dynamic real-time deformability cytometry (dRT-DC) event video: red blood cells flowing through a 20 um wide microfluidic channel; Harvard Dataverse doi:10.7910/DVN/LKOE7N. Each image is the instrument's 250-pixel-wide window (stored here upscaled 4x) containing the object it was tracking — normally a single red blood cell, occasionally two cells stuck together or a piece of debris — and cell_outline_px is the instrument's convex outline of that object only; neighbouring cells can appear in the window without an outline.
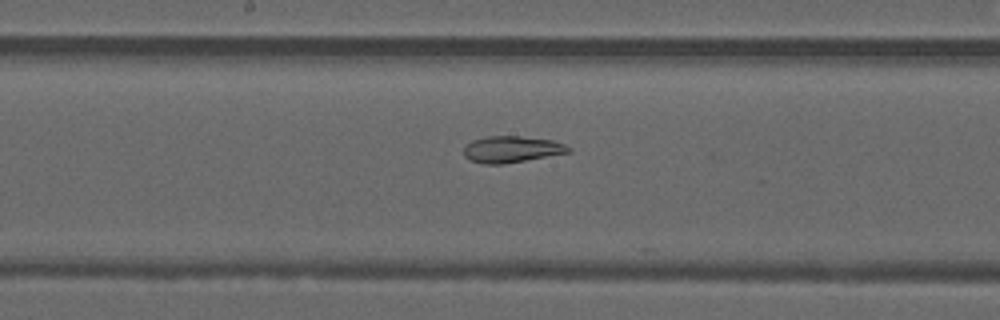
{"species": "common noctule bat (a hibernating species)", "species_latin": "Nyctalus noctula", "temperature_condition": "warm", "stored_images_in_passage": 40, "segment_of_instrument_passage": [2, 2], "camera_frame_rate_fps": 3000, "um_per_image_px": 0.085, "animal": {"sex": "male", "forearm_length_mm": 52.5}, "frame": {"image": 1, "passage_image": 17, "time_ms": 5.333, "image_size_px": [1000, 320], "cell_outline_px": [[572, 152], [504, 164], [484, 164], [468, 160], [464, 156], [464, 148], [472, 140], [488, 136], [520, 136], [552, 140], [564, 144], [572, 148]], "centroid_in_image_um": [43.5, 12.7], "position_along_channel_um": 204.7, "area_um2": 16.24}}
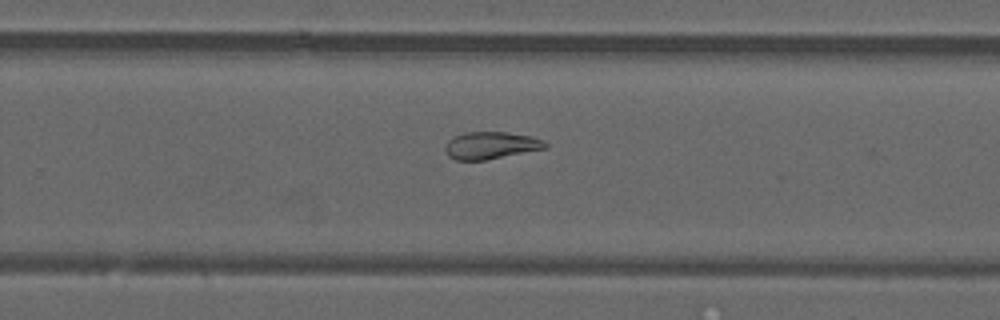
{"frame": {"image": 2, "passage_image": 23, "time_ms": 7.333, "image_size_px": [1000, 320], "cell_outline_px": [[548, 148], [484, 160], [456, 160], [448, 156], [444, 148], [448, 140], [452, 136], [464, 132], [508, 132], [532, 136], [544, 140], [548, 144]], "centroid_in_image_um": [41.73, 12.35], "position_along_channel_um": 288.1, "area_um2": 16.07}}
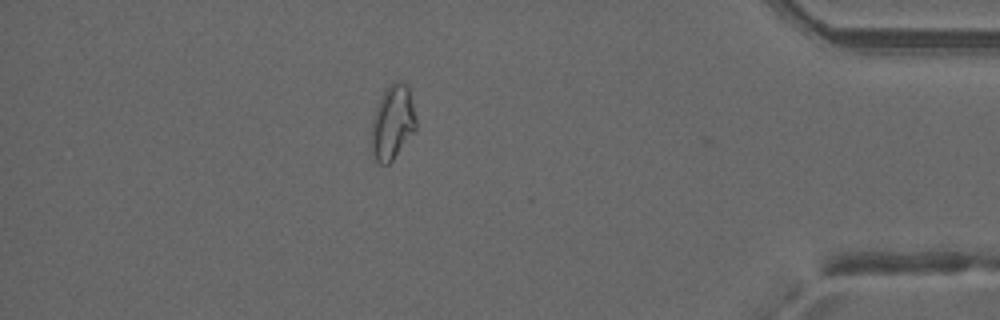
{"frame": {"image": 3, "passage_image": 34, "time_ms": 11.0, "image_size_px": [1000, 320], "cell_outline_px": [[416, 128], [392, 160], [388, 164], [380, 164], [376, 160], [372, 152], [372, 116], [376, 104], [380, 96], [388, 84], [396, 80], [408, 84], [416, 120]], "centroid_in_image_um": [33.35, 10.34], "position_along_channel_um": 401.9, "area_um2": 19.31}}